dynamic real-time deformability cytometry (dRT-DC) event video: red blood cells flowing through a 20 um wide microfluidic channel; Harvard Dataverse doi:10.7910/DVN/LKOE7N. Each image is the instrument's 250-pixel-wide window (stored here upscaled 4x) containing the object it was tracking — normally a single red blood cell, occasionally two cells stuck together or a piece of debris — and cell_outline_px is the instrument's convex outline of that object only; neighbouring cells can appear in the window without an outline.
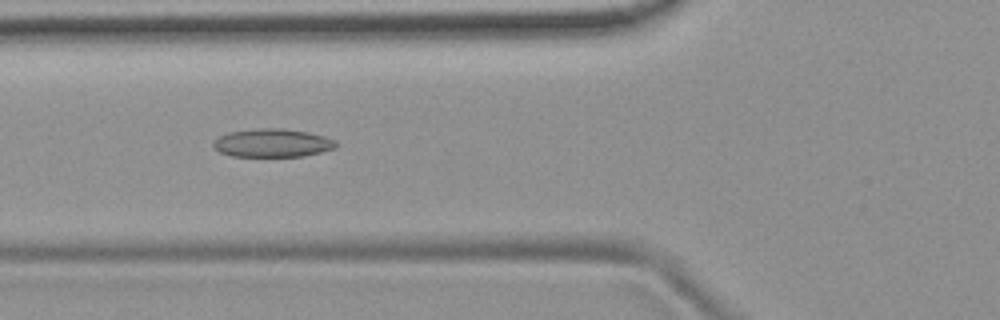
{"species": "common noctule bat (a hibernating species)", "species_latin": "Nyctalus noctula", "temperature_condition": "room temperature", "stored_images_in_passage": 14, "camera_frame_rate_fps": 3000, "um_per_image_px": 0.085, "animal": {"sex": "female", "body_mass_g": 19.9}, "frame": {"image": 1, "passage_image": 8, "time_ms": 2.333, "image_size_px": [1000, 320], "cell_outline_px": [[340, 144], [336, 148], [304, 156], [232, 156], [220, 152], [212, 148], [212, 144], [220, 136], [228, 132], [260, 128], [284, 128], [308, 132], [324, 136], [336, 140]], "centroid_in_image_um": [23.19, 12.15], "position_along_channel_um": 102.6, "area_um2": 20.35}}
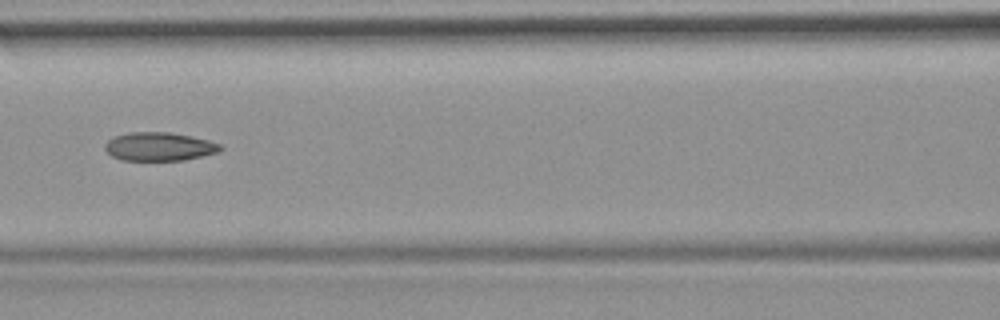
{"frame": {"image": 2, "passage_image": 12, "time_ms": 3.667, "image_size_px": [1000, 320], "cell_outline_px": [[224, 148], [220, 152], [184, 160], [120, 160], [112, 156], [104, 148], [104, 144], [108, 140], [116, 136], [128, 132], [168, 132], [192, 136], [208, 140], [220, 144]], "centroid_in_image_um": [13.55, 12.46], "position_along_channel_um": 153.0, "area_um2": 19.25}}